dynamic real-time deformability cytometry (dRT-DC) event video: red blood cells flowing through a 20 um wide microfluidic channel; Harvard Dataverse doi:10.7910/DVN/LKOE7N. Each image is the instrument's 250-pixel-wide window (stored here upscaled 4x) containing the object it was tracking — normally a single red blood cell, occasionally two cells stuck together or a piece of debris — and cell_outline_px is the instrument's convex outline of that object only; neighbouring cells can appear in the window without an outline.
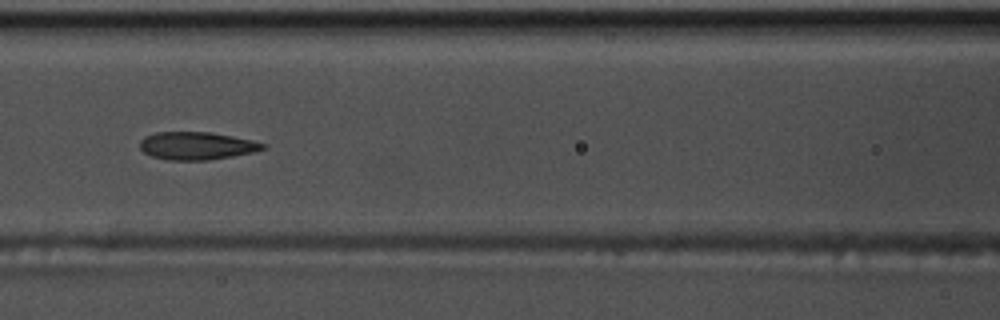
{"species": "common noctule bat (a hibernating species)", "species_latin": "Nyctalus noctula", "temperature_condition": "warm", "stored_images_in_passage": 24, "camera_frame_rate_fps": 3000, "um_per_image_px": 0.085, "animal": {"sex": "male", "body_mass_g": 17.5, "forearm_length_mm": 52.3}, "frame": {"image": 1, "passage_image": 11, "time_ms": 3.333, "image_size_px": [1000, 320], "cell_outline_px": [[268, 148], [252, 152], [232, 156], [208, 160], [168, 160], [152, 156], [144, 152], [140, 148], [140, 140], [144, 136], [156, 132], [208, 132], [232, 136], [252, 140], [268, 144]], "centroid_in_image_um": [16.73, 12.39], "position_along_channel_um": 149.9, "area_um2": 19.94}}
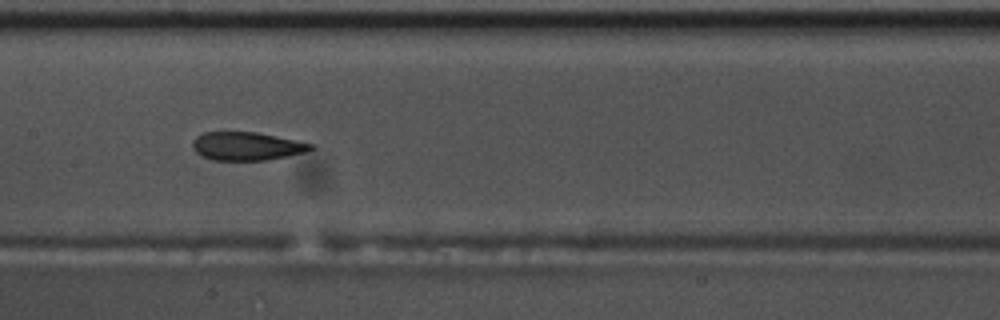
{"frame": {"image": 2, "passage_image": 14, "time_ms": 4.333, "image_size_px": [1000, 320], "cell_outline_px": [[316, 148], [304, 152], [264, 160], [212, 160], [200, 156], [192, 148], [192, 140], [196, 136], [204, 132], [256, 132], [316, 144]], "centroid_in_image_um": [20.95, 12.42], "position_along_channel_um": 186.5, "area_um2": 19.54}}